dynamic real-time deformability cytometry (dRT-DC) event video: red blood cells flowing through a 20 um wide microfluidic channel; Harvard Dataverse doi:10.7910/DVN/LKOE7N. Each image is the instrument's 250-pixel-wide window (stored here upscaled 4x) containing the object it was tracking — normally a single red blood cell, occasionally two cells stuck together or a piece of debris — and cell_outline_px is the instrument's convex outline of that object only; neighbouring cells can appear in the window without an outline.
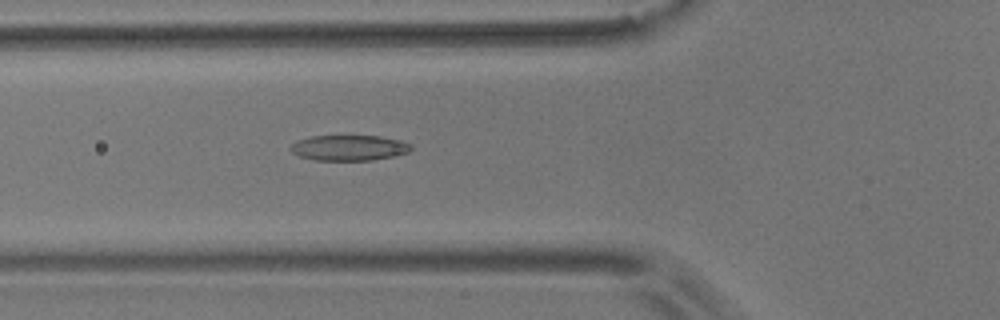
{"species": "common noctule bat (a hibernating species)", "species_latin": "Nyctalus noctula", "temperature_condition": "room temperature", "stored_images_in_passage": 54, "camera_frame_rate_fps": 3000, "um_per_image_px": 0.085, "animal": {"sex": "male", "body_mass_g": 17.9}, "frame": {"image": 1, "passage_image": 19, "time_ms": 6.0, "image_size_px": [1000, 320], "cell_outline_px": [[412, 148], [408, 152], [392, 156], [372, 160], [316, 160], [300, 156], [292, 152], [288, 148], [292, 144], [300, 140], [312, 136], [380, 136], [400, 140], [412, 144]], "centroid_in_image_um": [29.68, 12.56], "position_along_channel_um": 96.1, "area_um2": 17.74}}
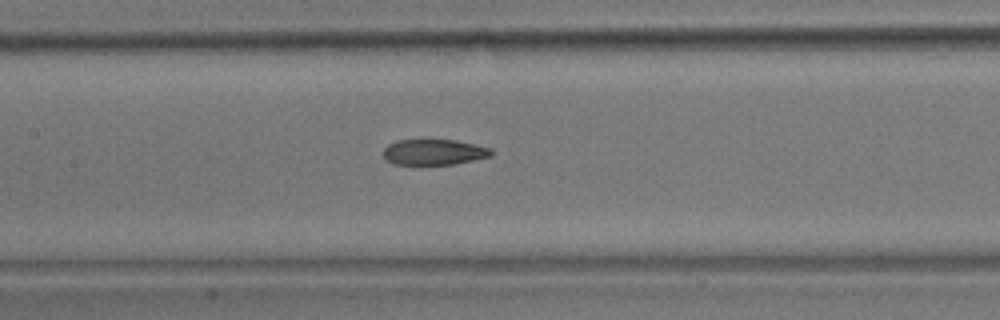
{"frame": {"image": 2, "passage_image": 25, "time_ms": 8.0, "image_size_px": [1000, 320], "cell_outline_px": [[492, 156], [456, 164], [420, 168], [392, 164], [384, 160], [384, 148], [388, 144], [396, 140], [456, 140], [492, 148]], "centroid_in_image_um": [36.83, 12.99], "position_along_channel_um": 170.6, "area_um2": 17.17}}
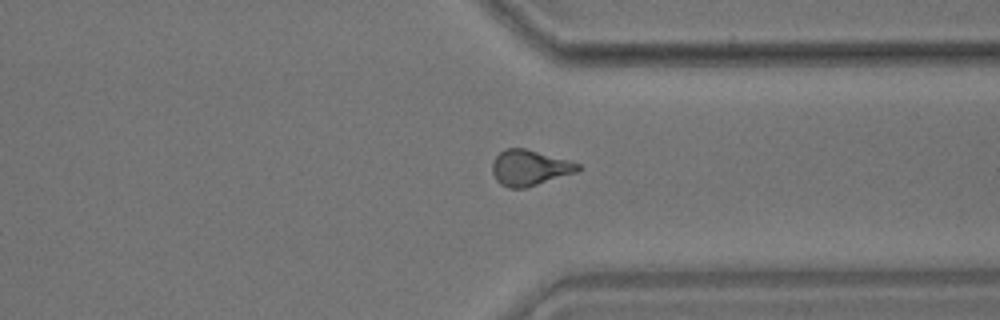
{"frame": {"image": 3, "passage_image": 41, "time_ms": 13.333, "image_size_px": [1000, 320], "cell_outline_px": [[584, 168], [576, 172], [524, 188], [508, 188], [500, 184], [496, 180], [492, 172], [492, 164], [496, 156], [504, 148], [524, 148], [568, 160], [580, 164]], "centroid_in_image_um": [45.0, 14.26], "position_along_channel_um": 366.4, "area_um2": 17.69}, "authors_computed_cell_mechanics": {"area_um2": 17.7157, "velocity_mm_per_s": 3.6829, "shape_relaxation_time_tau1_ms": 11.1401, "shape_relaxation_time_tau2_ms": 2.898, "deformation_change_tau1": 0.2427, "deformation_change_tau2": 0.1111}}